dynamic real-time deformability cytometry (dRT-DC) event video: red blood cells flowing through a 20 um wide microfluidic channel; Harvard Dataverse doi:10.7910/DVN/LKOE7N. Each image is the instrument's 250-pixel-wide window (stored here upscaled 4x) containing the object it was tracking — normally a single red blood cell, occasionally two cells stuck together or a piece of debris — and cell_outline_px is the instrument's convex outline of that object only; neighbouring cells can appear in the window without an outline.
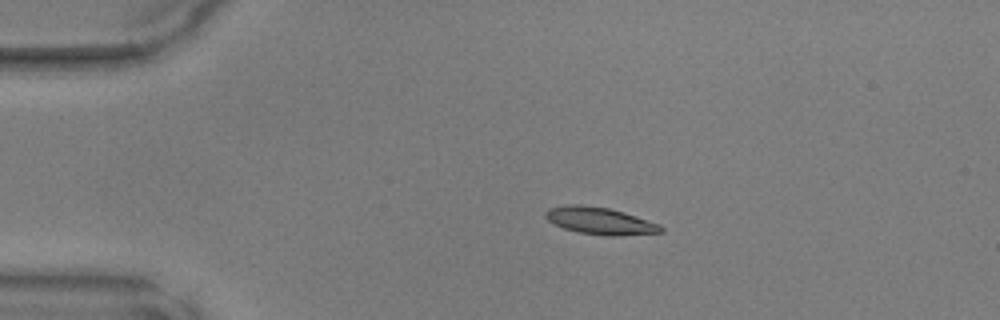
{"species": "common noctule bat (a hibernating species)", "species_latin": "Nyctalus noctula", "temperature_condition": "warm", "stored_images_in_passage": 39, "camera_frame_rate_fps": 3000, "um_per_image_px": 0.085, "animal": {"sex": "male", "body_mass_g": 17.9, "forearm_length_mm": 54.2}, "frame": {"image": 1, "passage_image": 1, "time_ms": 0.0, "image_size_px": [1000, 320], "cell_outline_px": [[664, 232], [620, 236], [604, 236], [576, 232], [564, 228], [548, 220], [544, 216], [544, 212], [548, 208], [572, 204], [580, 204], [608, 208], [624, 212], [660, 224], [664, 228]], "centroid_in_image_um": [51.02, 18.78], "position_along_channel_um": 34.0, "area_um2": 18.38}}
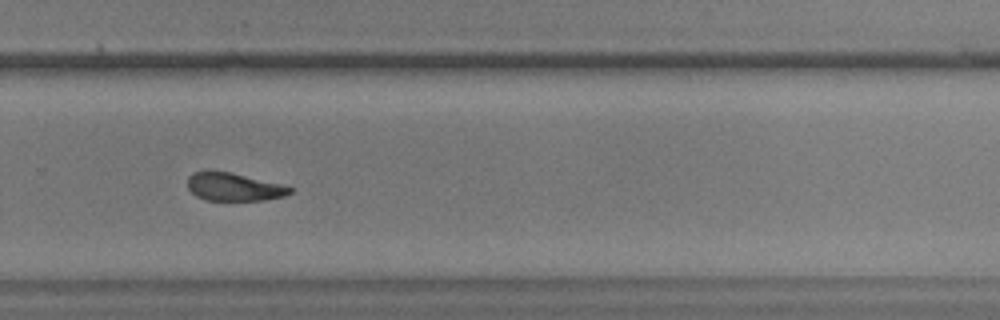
{"frame": {"image": 2, "passage_image": 24, "time_ms": 7.667, "image_size_px": [1000, 320], "cell_outline_px": [[292, 192], [284, 196], [264, 200], [204, 200], [196, 196], [188, 188], [188, 176], [192, 172], [204, 168], [208, 168], [232, 172], [280, 184], [292, 188]], "centroid_in_image_um": [19.79, 15.84], "position_along_channel_um": 310.0, "area_um2": 17.11}}
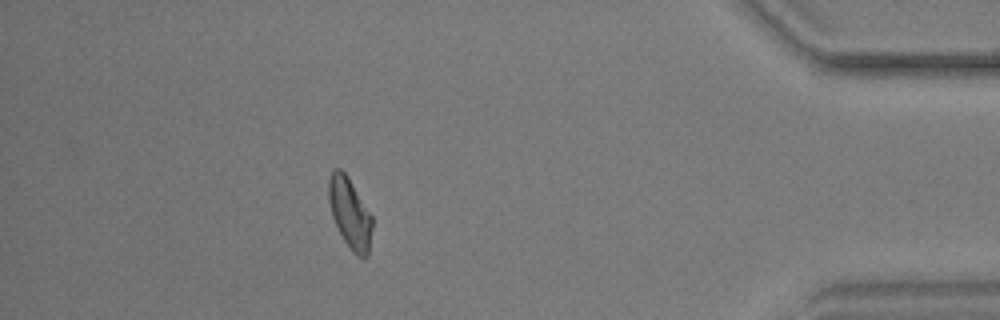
{"frame": {"image": 3, "passage_image": 34, "time_ms": 11.0, "image_size_px": [1000, 320], "cell_outline_px": [[372, 228], [368, 256], [356, 256], [352, 252], [344, 240], [332, 216], [328, 200], [328, 180], [332, 168], [340, 168], [348, 176], [372, 216]], "centroid_in_image_um": [29.72, 18.09], "position_along_channel_um": 405.5, "area_um2": 17.86}}